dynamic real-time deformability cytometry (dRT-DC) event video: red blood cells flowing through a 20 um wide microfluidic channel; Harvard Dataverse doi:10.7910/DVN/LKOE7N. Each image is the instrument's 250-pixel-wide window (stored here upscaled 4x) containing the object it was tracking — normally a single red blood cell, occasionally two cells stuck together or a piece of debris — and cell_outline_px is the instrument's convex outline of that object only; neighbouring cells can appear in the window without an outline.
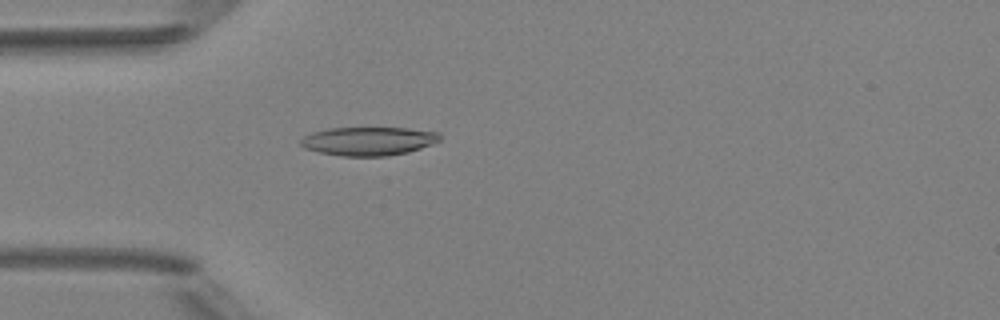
{"species": "Egyptian fruit bat (a non-hibernating species)", "species_latin": "Rousettus aegyptiacus", "temperature_condition": "room temperature", "stored_images_in_passage": 4, "camera_frame_rate_fps": 3000, "um_per_image_px": 0.085, "animal": {"sex": "female"}, "frame": {"image": 1, "passage_image": 4, "time_ms": 4.333, "image_size_px": [1000, 320], "cell_outline_px": [[440, 140], [432, 144], [408, 152], [388, 156], [340, 156], [320, 152], [304, 148], [300, 144], [300, 140], [304, 136], [312, 132], [328, 128], [408, 128], [440, 132]], "centroid_in_image_um": [31.32, 11.99], "position_along_channel_um": 53.7, "area_um2": 23.24}}